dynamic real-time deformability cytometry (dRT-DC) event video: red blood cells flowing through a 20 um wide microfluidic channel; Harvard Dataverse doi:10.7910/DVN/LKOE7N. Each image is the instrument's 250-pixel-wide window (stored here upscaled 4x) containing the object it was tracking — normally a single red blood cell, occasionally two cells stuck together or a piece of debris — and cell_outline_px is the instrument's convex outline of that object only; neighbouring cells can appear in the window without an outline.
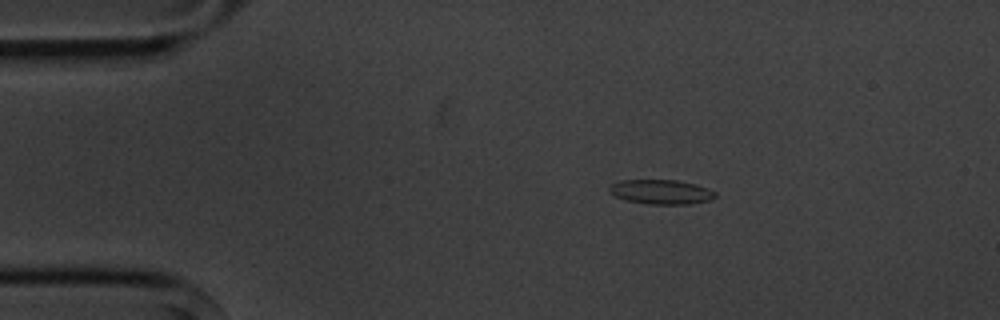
{"species": "common noctule bat (a hibernating species)", "species_latin": "Nyctalus noctula", "temperature_condition": "cold", "stored_images_in_passage": 10, "camera_frame_rate_fps": 3000, "um_per_image_px": 0.085, "animal": {"sex": "male", "body_mass_g": 20.1, "forearm_length_mm": 53.5}, "frame": {"image": 1, "passage_image": 1, "time_ms": 0.0, "image_size_px": [1000, 320], "cell_outline_px": [[716, 196], [712, 200], [688, 204], [648, 204], [628, 200], [616, 196], [608, 192], [608, 188], [612, 184], [620, 180], [680, 180], [696, 184], [708, 188], [716, 192]], "centroid_in_image_um": [56.23, 16.3], "position_along_channel_um": 28.8, "area_um2": 15.2}}
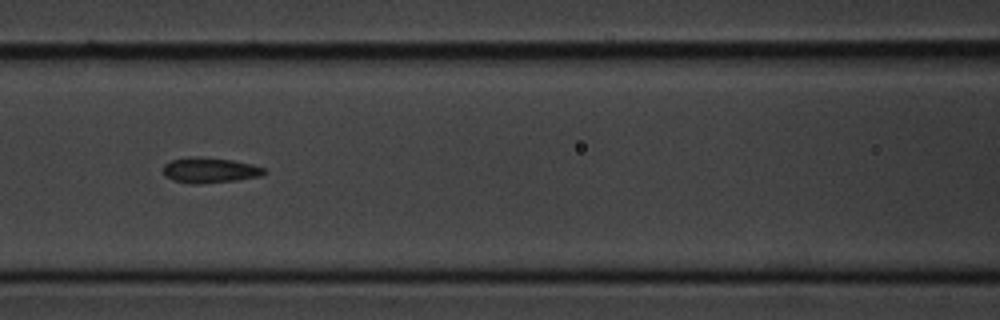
{"frame": {"image": 2, "passage_image": 5, "time_ms": 4.667, "image_size_px": [1000, 320], "cell_outline_px": [[264, 172], [260, 176], [236, 180], [200, 184], [192, 184], [176, 180], [164, 176], [164, 164], [172, 160], [192, 156], [196, 156], [232, 160], [252, 164], [264, 168]], "centroid_in_image_um": [17.81, 14.46], "position_along_channel_um": 148.8, "area_um2": 14.74}}
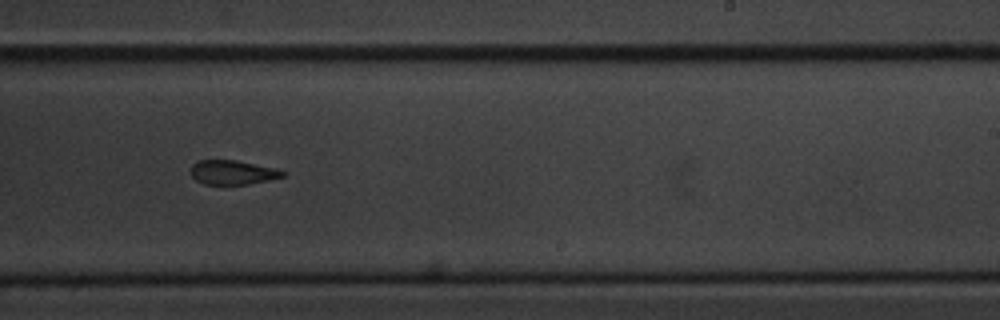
{"frame": {"image": 3, "passage_image": 8, "time_ms": 8.0, "image_size_px": [1000, 320], "cell_outline_px": [[284, 176], [268, 180], [248, 184], [204, 184], [196, 180], [192, 176], [192, 164], [200, 160], [236, 160], [276, 168], [284, 172]], "centroid_in_image_um": [19.77, 14.65], "position_along_channel_um": 269.2, "area_um2": 12.83}}